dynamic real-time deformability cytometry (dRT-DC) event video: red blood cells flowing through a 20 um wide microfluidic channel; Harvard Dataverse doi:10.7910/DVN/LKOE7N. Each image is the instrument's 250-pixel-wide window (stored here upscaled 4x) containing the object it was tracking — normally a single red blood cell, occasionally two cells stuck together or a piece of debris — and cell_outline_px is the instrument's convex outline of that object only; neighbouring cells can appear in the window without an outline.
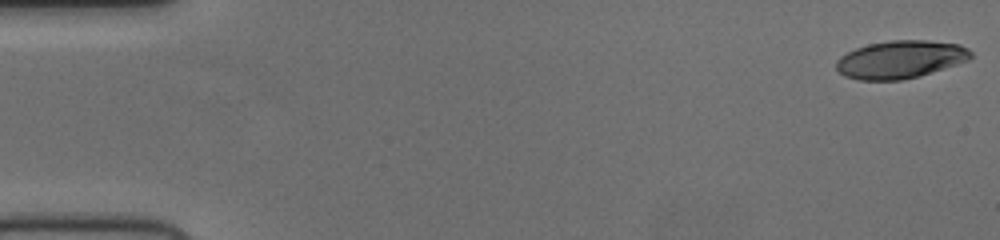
{"species": "human", "species_latin": "Homo sapiens", "temperature_condition": "cold", "stored_images_in_passage": 53, "camera_frame_rate_fps": 3000, "um_per_image_px": 0.085, "donor": {"sex": "female"}, "frame": {"image": 1, "passage_image": 1, "time_ms": 0.0, "image_size_px": [1000, 240], "cell_outline_px": [[972, 56], [968, 60], [920, 76], [900, 80], [860, 80], [844, 76], [836, 68], [836, 60], [840, 56], [856, 48], [868, 44], [888, 40], [928, 40], [960, 44], [968, 48], [972, 52]], "centroid_in_image_um": [76.53, 5.04], "position_along_channel_um": 8.5, "area_um2": 29.71}}
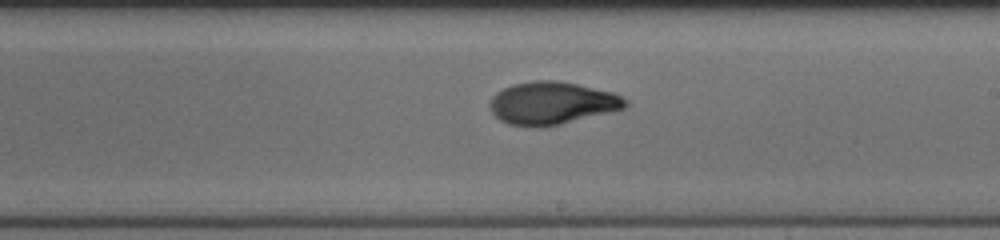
{"frame": {"image": 2, "passage_image": 31, "time_ms": 10.0, "image_size_px": [1000, 240], "cell_outline_px": [[628, 104], [624, 108], [612, 112], [560, 124], [540, 128], [536, 128], [508, 124], [500, 120], [492, 112], [488, 104], [492, 96], [496, 92], [512, 84], [536, 80], [556, 80], [576, 84], [612, 92], [628, 100]], "centroid_in_image_um": [46.89, 8.77], "position_along_channel_um": 242.1, "area_um2": 33.81}}
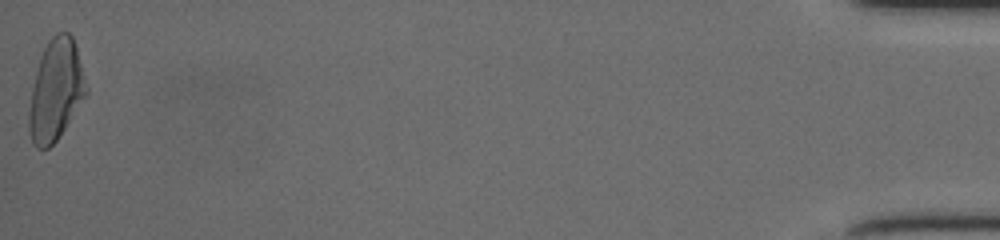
{"frame": {"image": 3, "passage_image": 53, "time_ms": 17.333, "image_size_px": [1000, 240], "cell_outline_px": [[88, 92], [56, 140], [48, 148], [36, 148], [32, 144], [28, 128], [28, 112], [32, 88], [40, 56], [48, 40], [56, 32], [68, 32], [72, 36], [76, 48], [88, 88]], "centroid_in_image_um": [4.72, 7.66], "position_along_channel_um": 430.5, "area_um2": 33.35}}